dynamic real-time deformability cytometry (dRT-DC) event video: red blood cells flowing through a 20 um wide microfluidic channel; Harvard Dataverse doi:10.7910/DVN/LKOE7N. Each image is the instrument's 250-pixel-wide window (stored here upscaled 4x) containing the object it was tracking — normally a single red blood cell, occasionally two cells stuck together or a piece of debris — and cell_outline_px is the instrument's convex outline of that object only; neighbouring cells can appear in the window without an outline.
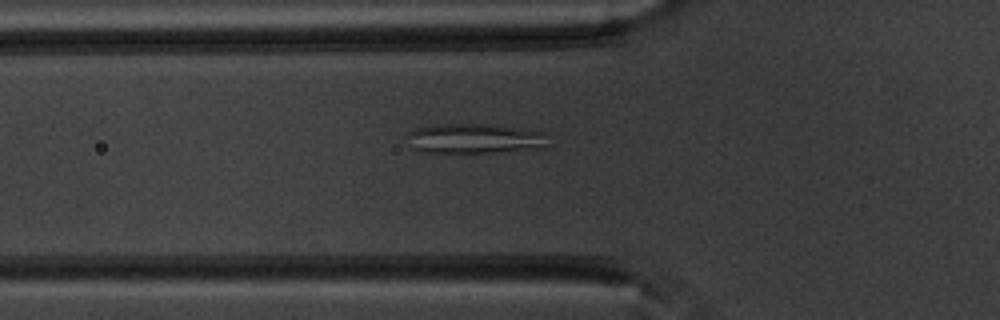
{"species": "common noctule bat (a hibernating species)", "species_latin": "Nyctalus noctula", "temperature_condition": "warm", "stored_images_in_passage": 52, "camera_frame_rate_fps": 3000, "um_per_image_px": 0.085, "animal": {"sex": "male", "body_mass_g": 20.1, "forearm_length_mm": 53.5}, "frame": {"image": 1, "passage_image": 18, "time_ms": 5.667, "image_size_px": [1000, 320], "cell_outline_px": [[548, 132], [544, 148], [492, 152], [420, 152], [412, 148], [404, 136], [408, 132], [416, 128], [444, 124], [492, 124]], "centroid_in_image_um": [40.33, 11.77], "position_along_channel_um": 85.5, "area_um2": 24.68}}
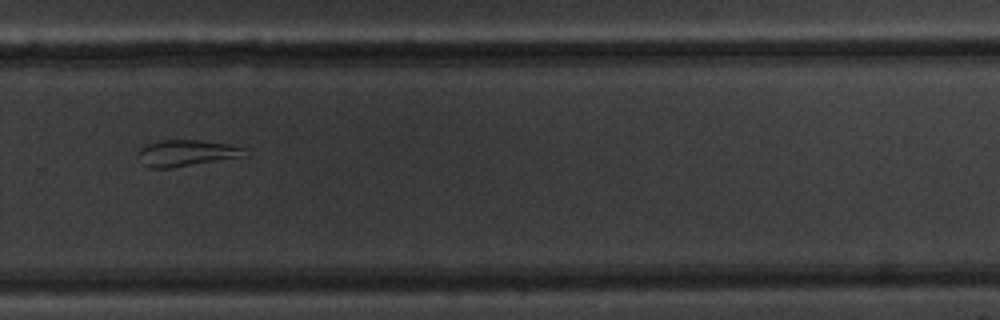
{"frame": {"image": 2, "passage_image": 36, "time_ms": 11.667, "image_size_px": [1000, 320], "cell_outline_px": [[244, 148], [236, 156], [168, 168], [152, 168], [144, 164], [140, 152], [140, 148], [148, 144], [160, 140], [200, 140], [228, 144]], "centroid_in_image_um": [15.73, 12.98], "position_along_channel_um": 314.1, "area_um2": 15.14}}
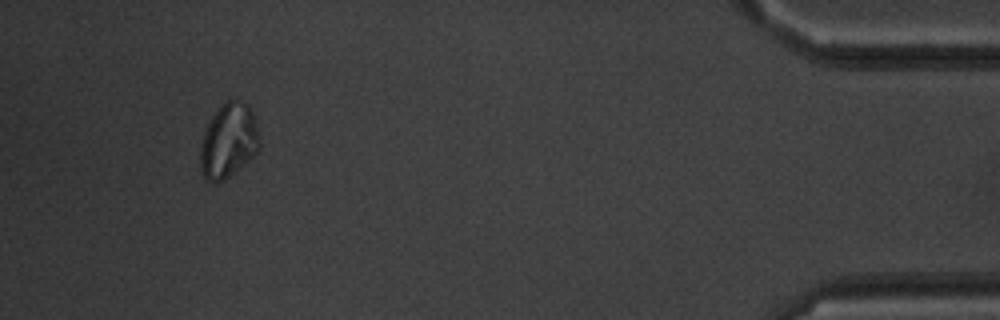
{"frame": {"image": 3, "passage_image": 49, "time_ms": 16.0, "image_size_px": [1000, 320], "cell_outline_px": [[260, 148], [248, 160], [224, 180], [212, 184], [204, 180], [200, 172], [200, 148], [204, 132], [212, 116], [228, 100], [240, 100], [248, 104], [252, 112], [260, 136]], "centroid_in_image_um": [19.41, 12.01], "position_along_channel_um": 415.8, "area_um2": 25.66}}